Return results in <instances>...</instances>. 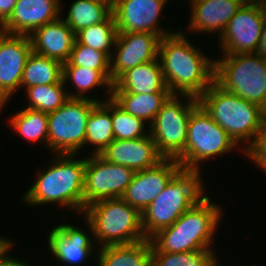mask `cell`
Returning a JSON list of instances; mask_svg holds the SVG:
<instances>
[{
    "label": "cell",
    "instance_id": "e575fe53",
    "mask_svg": "<svg viewBox=\"0 0 266 266\" xmlns=\"http://www.w3.org/2000/svg\"><path fill=\"white\" fill-rule=\"evenodd\" d=\"M248 159L258 165L266 158V114L264 115L261 126L258 130L254 143L245 151Z\"/></svg>",
    "mask_w": 266,
    "mask_h": 266
},
{
    "label": "cell",
    "instance_id": "ba28073f",
    "mask_svg": "<svg viewBox=\"0 0 266 266\" xmlns=\"http://www.w3.org/2000/svg\"><path fill=\"white\" fill-rule=\"evenodd\" d=\"M237 147L239 148L228 133L198 103L188 120L185 150L176 160L182 168L201 169L200 163L227 154Z\"/></svg>",
    "mask_w": 266,
    "mask_h": 266
},
{
    "label": "cell",
    "instance_id": "836d02e7",
    "mask_svg": "<svg viewBox=\"0 0 266 266\" xmlns=\"http://www.w3.org/2000/svg\"><path fill=\"white\" fill-rule=\"evenodd\" d=\"M63 66H81L99 70L110 82V58L103 52L78 43L75 40L68 62Z\"/></svg>",
    "mask_w": 266,
    "mask_h": 266
},
{
    "label": "cell",
    "instance_id": "8d00e7d4",
    "mask_svg": "<svg viewBox=\"0 0 266 266\" xmlns=\"http://www.w3.org/2000/svg\"><path fill=\"white\" fill-rule=\"evenodd\" d=\"M13 242L14 241H11V239L9 240L8 238H3L0 236V262H2L8 256V253H10L8 251L13 249L15 244Z\"/></svg>",
    "mask_w": 266,
    "mask_h": 266
},
{
    "label": "cell",
    "instance_id": "f546056e",
    "mask_svg": "<svg viewBox=\"0 0 266 266\" xmlns=\"http://www.w3.org/2000/svg\"><path fill=\"white\" fill-rule=\"evenodd\" d=\"M67 90L63 79L56 84L30 86L25 89L29 100L25 108L51 113L70 99Z\"/></svg>",
    "mask_w": 266,
    "mask_h": 266
},
{
    "label": "cell",
    "instance_id": "6da1fadb",
    "mask_svg": "<svg viewBox=\"0 0 266 266\" xmlns=\"http://www.w3.org/2000/svg\"><path fill=\"white\" fill-rule=\"evenodd\" d=\"M185 36V31L178 30L162 37L158 58L172 94L199 98L214 83L215 60L203 54Z\"/></svg>",
    "mask_w": 266,
    "mask_h": 266
},
{
    "label": "cell",
    "instance_id": "30bf717a",
    "mask_svg": "<svg viewBox=\"0 0 266 266\" xmlns=\"http://www.w3.org/2000/svg\"><path fill=\"white\" fill-rule=\"evenodd\" d=\"M181 96L185 103L179 94H171L149 125V134L165 158L177 159L184 152L190 113L199 103L193 95Z\"/></svg>",
    "mask_w": 266,
    "mask_h": 266
},
{
    "label": "cell",
    "instance_id": "4dcf8cb0",
    "mask_svg": "<svg viewBox=\"0 0 266 266\" xmlns=\"http://www.w3.org/2000/svg\"><path fill=\"white\" fill-rule=\"evenodd\" d=\"M112 12L104 5L92 0H74L63 20L76 34L78 31L103 22Z\"/></svg>",
    "mask_w": 266,
    "mask_h": 266
},
{
    "label": "cell",
    "instance_id": "603a6c76",
    "mask_svg": "<svg viewBox=\"0 0 266 266\" xmlns=\"http://www.w3.org/2000/svg\"><path fill=\"white\" fill-rule=\"evenodd\" d=\"M98 266H147L152 259L150 239L97 248Z\"/></svg>",
    "mask_w": 266,
    "mask_h": 266
},
{
    "label": "cell",
    "instance_id": "7a4b0ae2",
    "mask_svg": "<svg viewBox=\"0 0 266 266\" xmlns=\"http://www.w3.org/2000/svg\"><path fill=\"white\" fill-rule=\"evenodd\" d=\"M75 154H55L47 168L39 170L36 181L22 198L29 205L59 204L77 214H83L84 170L86 157Z\"/></svg>",
    "mask_w": 266,
    "mask_h": 266
},
{
    "label": "cell",
    "instance_id": "9c48e42d",
    "mask_svg": "<svg viewBox=\"0 0 266 266\" xmlns=\"http://www.w3.org/2000/svg\"><path fill=\"white\" fill-rule=\"evenodd\" d=\"M97 103L88 98H70L48 113V149L52 153L77 155L84 150L87 121Z\"/></svg>",
    "mask_w": 266,
    "mask_h": 266
},
{
    "label": "cell",
    "instance_id": "44dd1931",
    "mask_svg": "<svg viewBox=\"0 0 266 266\" xmlns=\"http://www.w3.org/2000/svg\"><path fill=\"white\" fill-rule=\"evenodd\" d=\"M29 38L34 53L62 64L68 62L76 40L74 31L62 17L35 29Z\"/></svg>",
    "mask_w": 266,
    "mask_h": 266
},
{
    "label": "cell",
    "instance_id": "f35d334b",
    "mask_svg": "<svg viewBox=\"0 0 266 266\" xmlns=\"http://www.w3.org/2000/svg\"><path fill=\"white\" fill-rule=\"evenodd\" d=\"M0 266H31L29 263H26L23 259V261L19 260V258L10 257L8 255L2 262H0Z\"/></svg>",
    "mask_w": 266,
    "mask_h": 266
},
{
    "label": "cell",
    "instance_id": "7402d4cb",
    "mask_svg": "<svg viewBox=\"0 0 266 266\" xmlns=\"http://www.w3.org/2000/svg\"><path fill=\"white\" fill-rule=\"evenodd\" d=\"M170 92L164 80L159 58L122 73L112 85V93Z\"/></svg>",
    "mask_w": 266,
    "mask_h": 266
},
{
    "label": "cell",
    "instance_id": "3957f363",
    "mask_svg": "<svg viewBox=\"0 0 266 266\" xmlns=\"http://www.w3.org/2000/svg\"><path fill=\"white\" fill-rule=\"evenodd\" d=\"M201 177L200 169L181 167L174 174L163 191L141 213V225L146 239L171 226L185 211L210 199L204 194L205 186L202 185L204 181Z\"/></svg>",
    "mask_w": 266,
    "mask_h": 266
},
{
    "label": "cell",
    "instance_id": "484cf974",
    "mask_svg": "<svg viewBox=\"0 0 266 266\" xmlns=\"http://www.w3.org/2000/svg\"><path fill=\"white\" fill-rule=\"evenodd\" d=\"M171 92L112 93V99L129 114L141 118L149 125L153 122Z\"/></svg>",
    "mask_w": 266,
    "mask_h": 266
},
{
    "label": "cell",
    "instance_id": "d6986e66",
    "mask_svg": "<svg viewBox=\"0 0 266 266\" xmlns=\"http://www.w3.org/2000/svg\"><path fill=\"white\" fill-rule=\"evenodd\" d=\"M61 0H17L10 17L0 26L5 33L30 35L60 17Z\"/></svg>",
    "mask_w": 266,
    "mask_h": 266
},
{
    "label": "cell",
    "instance_id": "7c38bea8",
    "mask_svg": "<svg viewBox=\"0 0 266 266\" xmlns=\"http://www.w3.org/2000/svg\"><path fill=\"white\" fill-rule=\"evenodd\" d=\"M265 18L264 7L242 5L219 37L221 55L256 53Z\"/></svg>",
    "mask_w": 266,
    "mask_h": 266
},
{
    "label": "cell",
    "instance_id": "83f0119b",
    "mask_svg": "<svg viewBox=\"0 0 266 266\" xmlns=\"http://www.w3.org/2000/svg\"><path fill=\"white\" fill-rule=\"evenodd\" d=\"M10 127L29 142H45L48 150V114L24 108L10 117Z\"/></svg>",
    "mask_w": 266,
    "mask_h": 266
},
{
    "label": "cell",
    "instance_id": "52a82bcc",
    "mask_svg": "<svg viewBox=\"0 0 266 266\" xmlns=\"http://www.w3.org/2000/svg\"><path fill=\"white\" fill-rule=\"evenodd\" d=\"M222 56L215 59L214 82L266 110V59L257 53Z\"/></svg>",
    "mask_w": 266,
    "mask_h": 266
},
{
    "label": "cell",
    "instance_id": "4fadbf2b",
    "mask_svg": "<svg viewBox=\"0 0 266 266\" xmlns=\"http://www.w3.org/2000/svg\"><path fill=\"white\" fill-rule=\"evenodd\" d=\"M31 53L28 35L10 34L0 30V111L21 88L23 70Z\"/></svg>",
    "mask_w": 266,
    "mask_h": 266
},
{
    "label": "cell",
    "instance_id": "ab89813d",
    "mask_svg": "<svg viewBox=\"0 0 266 266\" xmlns=\"http://www.w3.org/2000/svg\"><path fill=\"white\" fill-rule=\"evenodd\" d=\"M94 2L100 3L107 7L111 12L114 11V8L116 6L117 0H92Z\"/></svg>",
    "mask_w": 266,
    "mask_h": 266
},
{
    "label": "cell",
    "instance_id": "9a60e30c",
    "mask_svg": "<svg viewBox=\"0 0 266 266\" xmlns=\"http://www.w3.org/2000/svg\"><path fill=\"white\" fill-rule=\"evenodd\" d=\"M167 4L168 0H117L112 14L118 33L150 32L161 38L175 33L159 27Z\"/></svg>",
    "mask_w": 266,
    "mask_h": 266
},
{
    "label": "cell",
    "instance_id": "277c9868",
    "mask_svg": "<svg viewBox=\"0 0 266 266\" xmlns=\"http://www.w3.org/2000/svg\"><path fill=\"white\" fill-rule=\"evenodd\" d=\"M210 201L193 206L171 226L154 234L150 238L152 252L184 253L214 249L212 240L223 216V208Z\"/></svg>",
    "mask_w": 266,
    "mask_h": 266
},
{
    "label": "cell",
    "instance_id": "cb8c5ba5",
    "mask_svg": "<svg viewBox=\"0 0 266 266\" xmlns=\"http://www.w3.org/2000/svg\"><path fill=\"white\" fill-rule=\"evenodd\" d=\"M111 98L98 102L91 110L86 125L85 147L92 144L91 154H100L112 141Z\"/></svg>",
    "mask_w": 266,
    "mask_h": 266
},
{
    "label": "cell",
    "instance_id": "f1b7e54d",
    "mask_svg": "<svg viewBox=\"0 0 266 266\" xmlns=\"http://www.w3.org/2000/svg\"><path fill=\"white\" fill-rule=\"evenodd\" d=\"M118 30L114 15L111 13L103 22L78 31L76 41L105 53L109 58L115 47Z\"/></svg>",
    "mask_w": 266,
    "mask_h": 266
},
{
    "label": "cell",
    "instance_id": "4316f807",
    "mask_svg": "<svg viewBox=\"0 0 266 266\" xmlns=\"http://www.w3.org/2000/svg\"><path fill=\"white\" fill-rule=\"evenodd\" d=\"M63 64L32 51L29 55L21 79L25 89L35 85L56 84L62 80Z\"/></svg>",
    "mask_w": 266,
    "mask_h": 266
},
{
    "label": "cell",
    "instance_id": "7bdbcfd3",
    "mask_svg": "<svg viewBox=\"0 0 266 266\" xmlns=\"http://www.w3.org/2000/svg\"><path fill=\"white\" fill-rule=\"evenodd\" d=\"M147 266H158L152 259Z\"/></svg>",
    "mask_w": 266,
    "mask_h": 266
},
{
    "label": "cell",
    "instance_id": "d4e9b609",
    "mask_svg": "<svg viewBox=\"0 0 266 266\" xmlns=\"http://www.w3.org/2000/svg\"><path fill=\"white\" fill-rule=\"evenodd\" d=\"M64 83L67 81L71 83L76 89V93L67 90L69 98H79V99H91L97 102H102L100 99H94L93 97L86 96L90 90H94L97 86L106 87L105 91L108 93V98L112 97V83L99 71L95 69H90L88 67L81 66H63V77ZM89 91V92H88Z\"/></svg>",
    "mask_w": 266,
    "mask_h": 266
},
{
    "label": "cell",
    "instance_id": "5bb4252c",
    "mask_svg": "<svg viewBox=\"0 0 266 266\" xmlns=\"http://www.w3.org/2000/svg\"><path fill=\"white\" fill-rule=\"evenodd\" d=\"M161 37L150 32L118 33L110 57L111 83L126 70L158 59Z\"/></svg>",
    "mask_w": 266,
    "mask_h": 266
},
{
    "label": "cell",
    "instance_id": "5b68a950",
    "mask_svg": "<svg viewBox=\"0 0 266 266\" xmlns=\"http://www.w3.org/2000/svg\"><path fill=\"white\" fill-rule=\"evenodd\" d=\"M198 99L212 119L238 146L241 142L245 143L244 147L239 148L245 154L257 137L265 110L255 103L226 92L215 82Z\"/></svg>",
    "mask_w": 266,
    "mask_h": 266
},
{
    "label": "cell",
    "instance_id": "e0dca14e",
    "mask_svg": "<svg viewBox=\"0 0 266 266\" xmlns=\"http://www.w3.org/2000/svg\"><path fill=\"white\" fill-rule=\"evenodd\" d=\"M180 168L181 165L176 159L165 158L154 167L135 171L131 183L121 198L142 213Z\"/></svg>",
    "mask_w": 266,
    "mask_h": 266
},
{
    "label": "cell",
    "instance_id": "1f68e13d",
    "mask_svg": "<svg viewBox=\"0 0 266 266\" xmlns=\"http://www.w3.org/2000/svg\"><path fill=\"white\" fill-rule=\"evenodd\" d=\"M152 260L158 266H219L214 249L184 253L152 252Z\"/></svg>",
    "mask_w": 266,
    "mask_h": 266
},
{
    "label": "cell",
    "instance_id": "74e56055",
    "mask_svg": "<svg viewBox=\"0 0 266 266\" xmlns=\"http://www.w3.org/2000/svg\"><path fill=\"white\" fill-rule=\"evenodd\" d=\"M256 53L262 58L266 59V18L262 27V34Z\"/></svg>",
    "mask_w": 266,
    "mask_h": 266
},
{
    "label": "cell",
    "instance_id": "b9f144b4",
    "mask_svg": "<svg viewBox=\"0 0 266 266\" xmlns=\"http://www.w3.org/2000/svg\"><path fill=\"white\" fill-rule=\"evenodd\" d=\"M258 166L266 173V158Z\"/></svg>",
    "mask_w": 266,
    "mask_h": 266
},
{
    "label": "cell",
    "instance_id": "ffe728a7",
    "mask_svg": "<svg viewBox=\"0 0 266 266\" xmlns=\"http://www.w3.org/2000/svg\"><path fill=\"white\" fill-rule=\"evenodd\" d=\"M190 20L188 29L191 33L220 35L230 19L242 7L240 0H189Z\"/></svg>",
    "mask_w": 266,
    "mask_h": 266
},
{
    "label": "cell",
    "instance_id": "d590c367",
    "mask_svg": "<svg viewBox=\"0 0 266 266\" xmlns=\"http://www.w3.org/2000/svg\"><path fill=\"white\" fill-rule=\"evenodd\" d=\"M17 0H0V26L10 17Z\"/></svg>",
    "mask_w": 266,
    "mask_h": 266
},
{
    "label": "cell",
    "instance_id": "8fae6325",
    "mask_svg": "<svg viewBox=\"0 0 266 266\" xmlns=\"http://www.w3.org/2000/svg\"><path fill=\"white\" fill-rule=\"evenodd\" d=\"M134 173L133 169L108 162L99 154L86 157L83 213L87 206L99 200L121 198Z\"/></svg>",
    "mask_w": 266,
    "mask_h": 266
},
{
    "label": "cell",
    "instance_id": "60d3db41",
    "mask_svg": "<svg viewBox=\"0 0 266 266\" xmlns=\"http://www.w3.org/2000/svg\"><path fill=\"white\" fill-rule=\"evenodd\" d=\"M242 5L249 6H260L264 7L266 5V0H240Z\"/></svg>",
    "mask_w": 266,
    "mask_h": 266
},
{
    "label": "cell",
    "instance_id": "ac0fdd59",
    "mask_svg": "<svg viewBox=\"0 0 266 266\" xmlns=\"http://www.w3.org/2000/svg\"><path fill=\"white\" fill-rule=\"evenodd\" d=\"M99 155L108 162L134 171L154 167L165 159L150 134L130 140L114 139Z\"/></svg>",
    "mask_w": 266,
    "mask_h": 266
},
{
    "label": "cell",
    "instance_id": "8992f818",
    "mask_svg": "<svg viewBox=\"0 0 266 266\" xmlns=\"http://www.w3.org/2000/svg\"><path fill=\"white\" fill-rule=\"evenodd\" d=\"M83 215L91 222L94 243H98V248L146 239L141 225V213L122 198L94 202L86 207Z\"/></svg>",
    "mask_w": 266,
    "mask_h": 266
},
{
    "label": "cell",
    "instance_id": "2e32d148",
    "mask_svg": "<svg viewBox=\"0 0 266 266\" xmlns=\"http://www.w3.org/2000/svg\"><path fill=\"white\" fill-rule=\"evenodd\" d=\"M85 225L88 226L90 234H87L85 230L82 228H78L72 224H58L57 226H53L52 230L48 232V247L49 252H51L52 256L56 258V262L69 265V266H80L83 265L88 259H90V255L94 250L95 245H93V241L91 237L93 236V228L91 222L84 217Z\"/></svg>",
    "mask_w": 266,
    "mask_h": 266
},
{
    "label": "cell",
    "instance_id": "d6a6232c",
    "mask_svg": "<svg viewBox=\"0 0 266 266\" xmlns=\"http://www.w3.org/2000/svg\"><path fill=\"white\" fill-rule=\"evenodd\" d=\"M111 119L113 123L114 139L130 140L143 138L149 135V127L148 130L145 129L147 126L146 122L126 112L112 98Z\"/></svg>",
    "mask_w": 266,
    "mask_h": 266
}]
</instances>
